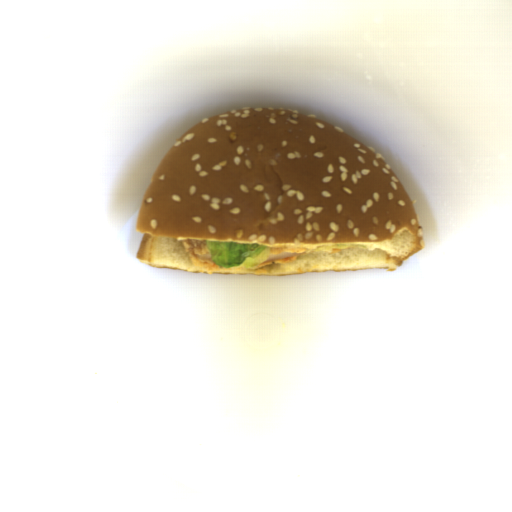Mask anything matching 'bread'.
<instances>
[{
    "label": "bread",
    "mask_w": 512,
    "mask_h": 512,
    "mask_svg": "<svg viewBox=\"0 0 512 512\" xmlns=\"http://www.w3.org/2000/svg\"><path fill=\"white\" fill-rule=\"evenodd\" d=\"M137 259L190 273L293 275L399 269L425 247L416 208L383 157L288 108L231 110L187 129L140 200ZM308 248L301 258L211 271L183 240Z\"/></svg>",
    "instance_id": "obj_1"
}]
</instances>
